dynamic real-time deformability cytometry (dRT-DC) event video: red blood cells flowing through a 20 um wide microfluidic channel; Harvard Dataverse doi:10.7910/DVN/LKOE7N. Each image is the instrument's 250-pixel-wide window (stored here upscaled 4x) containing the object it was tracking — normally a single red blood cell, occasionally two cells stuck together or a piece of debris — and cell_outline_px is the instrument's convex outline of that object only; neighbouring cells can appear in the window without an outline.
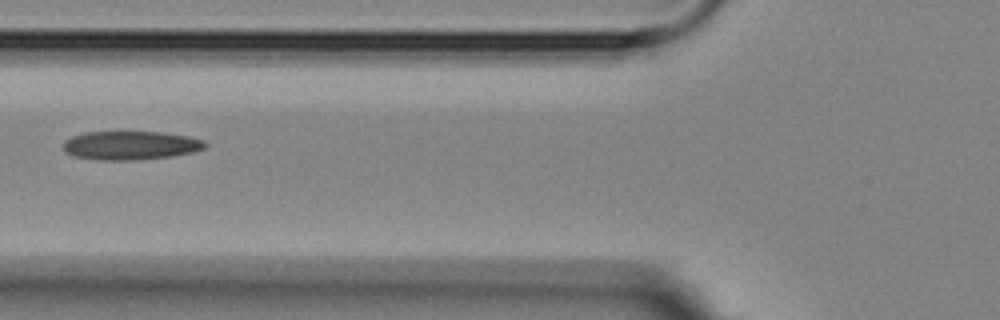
{"species": "Egyptian fruit bat (a non-hibernating species)", "species_latin": "Rousettus aegyptiacus", "temperature_condition": "room temperature", "stored_images_in_passage": 12, "camera_frame_rate_fps": 3000, "um_per_image_px": 0.085, "animal": {"sex": "female"}, "frame": {"image": 1, "passage_image": 4, "time_ms": 6.0, "image_size_px": [1000, 320], "cell_outline_px": [[208, 144], [204, 148], [192, 152], [172, 156], [132, 160], [96, 160], [72, 156], [64, 152], [64, 140], [72, 136], [84, 132], [160, 132], [188, 136], [204, 140]], "centroid_in_image_um": [11.06, 12.36], "position_along_channel_um": 114.7, "area_um2": 23.81}}
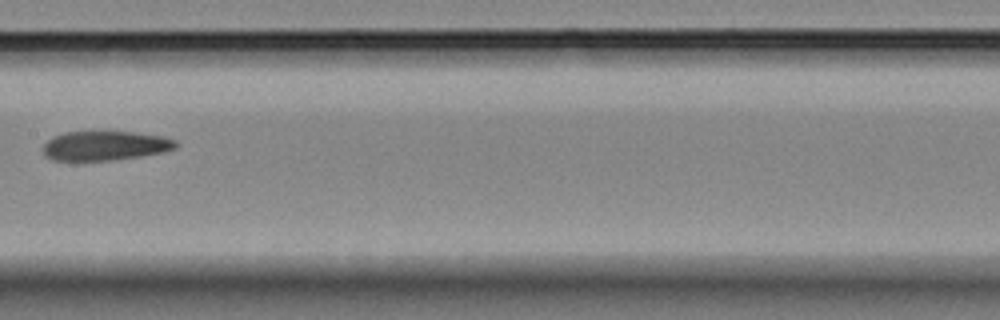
{"frame": {"image": 2, "passage_image": 6, "time_ms": 8.333, "image_size_px": [1000, 320], "cell_outline_px": [[180, 144], [176, 148], [164, 152], [140, 156], [112, 160], [52, 160], [44, 156], [44, 144], [52, 136], [64, 132], [136, 132], [164, 136], [176, 140]], "centroid_in_image_um": [8.97, 12.38], "position_along_channel_um": 198.4, "area_um2": 22.83}}
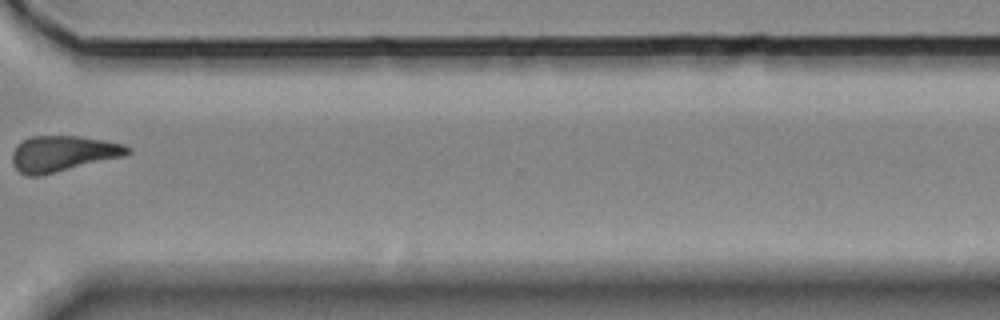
{"frame": {"image": 3, "passage_image": 10, "time_ms": 13.0, "image_size_px": [1000, 320], "cell_outline_px": [[132, 152], [124, 156], [40, 176], [28, 176], [20, 172], [12, 164], [12, 152], [16, 144], [20, 140], [28, 136], [80, 136], [104, 140], [124, 144], [132, 148]], "centroid_in_image_um": [5.32, 13.04], "position_along_channel_um": 365.3, "area_um2": 24.33}}